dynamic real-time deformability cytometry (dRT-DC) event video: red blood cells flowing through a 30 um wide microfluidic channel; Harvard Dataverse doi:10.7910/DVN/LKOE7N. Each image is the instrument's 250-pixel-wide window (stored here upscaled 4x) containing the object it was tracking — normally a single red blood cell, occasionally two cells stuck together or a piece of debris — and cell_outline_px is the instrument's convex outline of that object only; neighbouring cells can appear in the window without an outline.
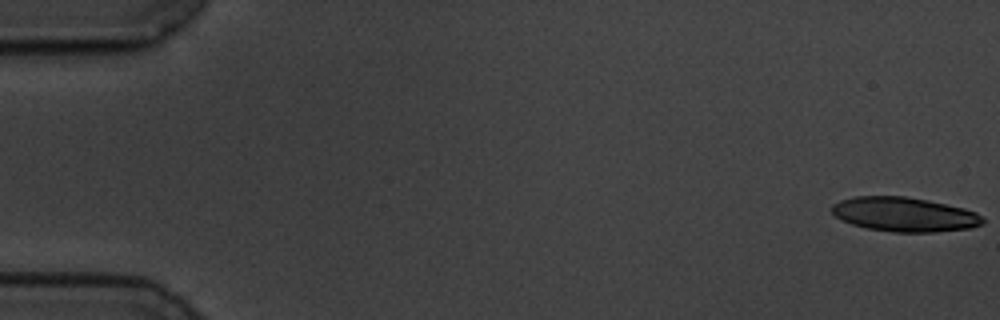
{"species": "common noctule bat (a hibernating species)", "species_latin": "Nyctalus noctula", "temperature_condition": "cold", "stored_images_in_passage": 58, "camera_frame_rate_fps": 3000, "um_per_image_px": 0.085, "animal": {"sex": "male", "body_mass_g": 19.5, "forearm_length_mm": 54.6}, "frame": {"image": 1, "passage_image": 1, "time_ms": 0.0, "image_size_px": [1000, 320], "cell_outline_px": [[984, 224], [972, 228], [936, 232], [892, 232], [868, 228], [852, 224], [836, 216], [832, 212], [832, 204], [840, 200], [856, 196], [904, 196], [928, 200], [964, 208], [976, 212], [984, 220]], "centroid_in_image_um": [76.9, 18.22], "position_along_channel_um": 8.1, "area_um2": 30.17}}
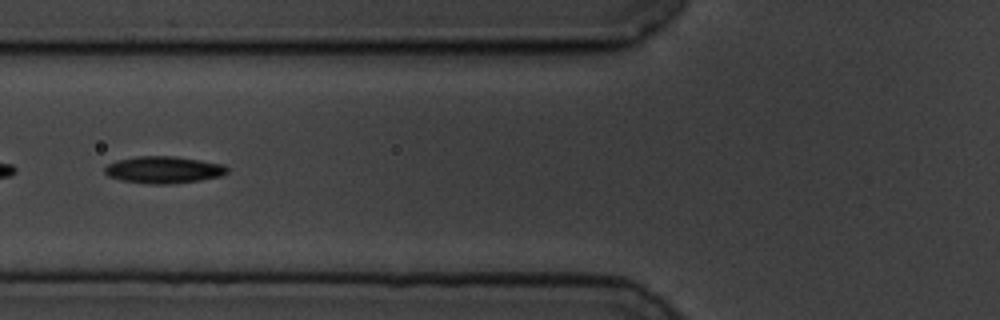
{"frame": {"image": 2, "passage_image": 23, "time_ms": 7.333, "image_size_px": [1000, 320], "cell_outline_px": [[228, 172], [220, 176], [200, 180], [168, 184], [148, 184], [120, 180], [108, 176], [104, 172], [104, 168], [108, 164], [116, 160], [136, 156], [176, 156], [224, 164], [228, 168]], "centroid_in_image_um": [13.89, 14.43], "position_along_channel_um": 111.9, "area_um2": 19.36}}
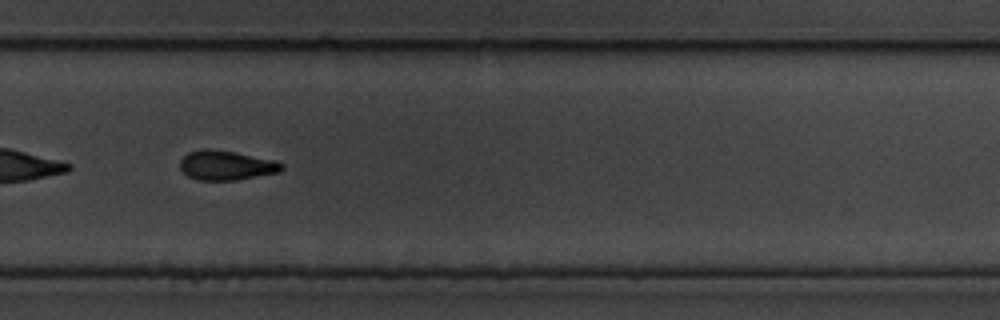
{"frame": {"image": 3, "passage_image": 40, "time_ms": 13.0, "image_size_px": [1000, 320], "cell_outline_px": [[284, 168], [280, 172], [236, 180], [196, 180], [188, 176], [180, 168], [180, 160], [188, 152], [200, 148], [212, 148], [236, 152], [276, 160], [284, 164]], "centroid_in_image_um": [19.24, 14.04], "position_along_channel_um": 310.6, "area_um2": 17.8}, "authors_computed_cell_mechanics": {"area_um2": 18.2937, "velocity_mm_per_s": 3.5136, "shape_relaxation_time_tau1_ms": 4.7725, "shape_relaxation_time_tau2_ms": 5.5128, "deformation_change_tau1": 0.1452, "deformation_change_tau2": 0.116}}